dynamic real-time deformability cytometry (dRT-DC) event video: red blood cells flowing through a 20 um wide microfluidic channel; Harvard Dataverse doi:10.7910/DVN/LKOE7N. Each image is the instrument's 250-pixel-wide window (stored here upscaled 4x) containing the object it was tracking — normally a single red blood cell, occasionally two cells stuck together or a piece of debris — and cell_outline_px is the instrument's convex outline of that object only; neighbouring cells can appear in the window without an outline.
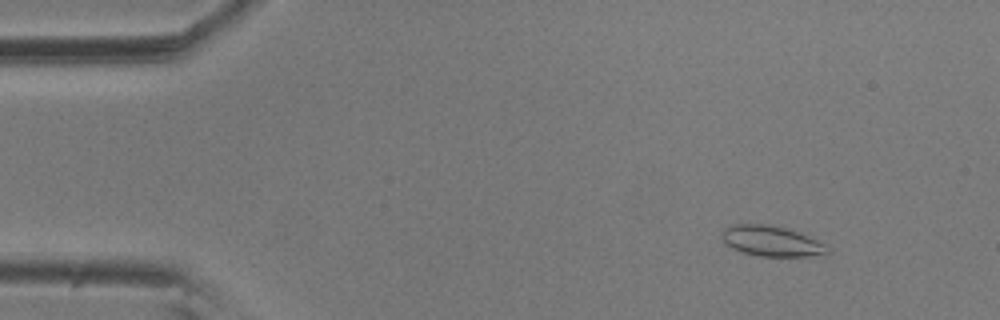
{"species": "common noctule bat (a hibernating species)", "species_latin": "Nyctalus noctula", "temperature_condition": "room temperature", "stored_images_in_passage": 4, "camera_frame_rate_fps": 3000, "um_per_image_px": 0.085, "animal": {"sex": "male", "body_mass_g": 20.5, "forearm_length_mm": 52.5}, "frame": {"image": 1, "passage_image": 2, "time_ms": 0.333, "image_size_px": [1000, 320], "cell_outline_px": [[828, 252], [808, 256], [760, 256], [744, 252], [732, 248], [720, 236], [724, 228], [732, 224], [764, 224], [784, 228], [796, 232], [816, 240], [824, 244]], "centroid_in_image_um": [65.49, 20.48], "position_along_channel_um": 19.5, "area_um2": 18.09}}